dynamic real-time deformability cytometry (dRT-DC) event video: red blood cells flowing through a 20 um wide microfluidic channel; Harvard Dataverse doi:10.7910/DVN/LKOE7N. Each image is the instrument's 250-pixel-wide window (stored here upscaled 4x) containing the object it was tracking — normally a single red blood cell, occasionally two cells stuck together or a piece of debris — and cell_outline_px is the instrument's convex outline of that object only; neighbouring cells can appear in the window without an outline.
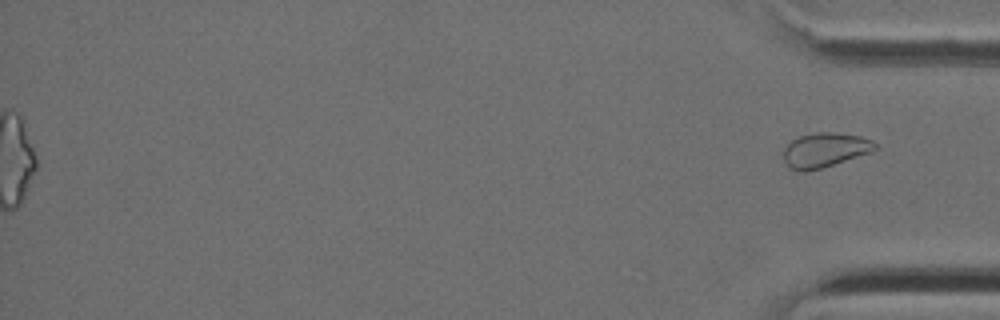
{"species": "Egyptian fruit bat (a non-hibernating species)", "species_latin": "Rousettus aegyptiacus", "temperature_condition": "cold", "stored_images_in_passage": 44, "segment_of_instrument_passage": [2, 2], "camera_frame_rate_fps": 3000, "um_per_image_px": 0.085, "animal": {"sex": "female"}, "frame": {"image": 1, "passage_image": 44, "time_ms": 14.333, "image_size_px": [1000, 320], "cell_outline_px": [[880, 148], [872, 152], [820, 168], [804, 172], [800, 172], [788, 168], [784, 160], [784, 148], [792, 140], [800, 136], [816, 132], [832, 132], [860, 136], [872, 140]], "centroid_in_image_um": [70.12, 12.75], "position_along_channel_um": 365.1, "area_um2": 18.44}}